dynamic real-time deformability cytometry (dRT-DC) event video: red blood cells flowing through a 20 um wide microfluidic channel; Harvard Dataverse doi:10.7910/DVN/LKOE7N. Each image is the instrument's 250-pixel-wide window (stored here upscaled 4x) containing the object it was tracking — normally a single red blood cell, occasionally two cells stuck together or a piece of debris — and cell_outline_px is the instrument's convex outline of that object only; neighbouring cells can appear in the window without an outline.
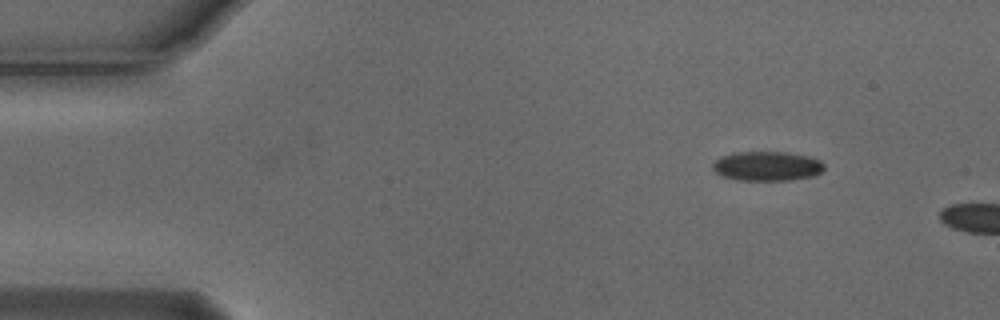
{"species": "Egyptian fruit bat (a non-hibernating species)", "species_latin": "Rousettus aegyptiacus", "temperature_condition": "cold", "stored_images_in_passage": 3, "camera_frame_rate_fps": 3000, "um_per_image_px": 0.085, "animal": {"sex": "male"}, "frame": {"image": 1, "passage_image": 1, "time_ms": 0.0, "image_size_px": [1000, 320], "cell_outline_px": [[824, 168], [820, 172], [812, 176], [792, 180], [736, 180], [720, 176], [712, 168], [712, 164], [720, 156], [736, 152], [784, 152], [808, 156], [820, 160], [824, 164]], "centroid_in_image_um": [65.17, 14.12], "position_along_channel_um": 19.8, "area_um2": 19.19}}